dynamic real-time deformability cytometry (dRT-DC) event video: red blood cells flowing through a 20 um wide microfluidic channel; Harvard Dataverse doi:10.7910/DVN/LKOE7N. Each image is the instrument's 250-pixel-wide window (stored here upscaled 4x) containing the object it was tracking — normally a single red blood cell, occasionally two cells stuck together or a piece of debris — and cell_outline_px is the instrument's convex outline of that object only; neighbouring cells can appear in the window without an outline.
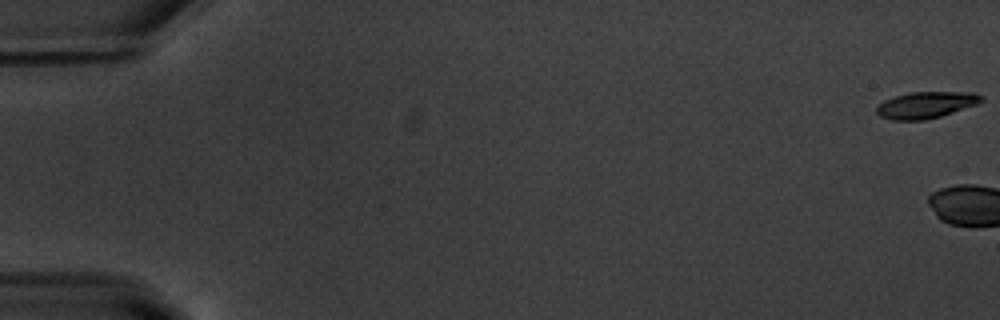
{"species": "common noctule bat (a hibernating species)", "species_latin": "Nyctalus noctula", "temperature_condition": "warm", "stored_images_in_passage": 4, "camera_frame_rate_fps": 3000, "um_per_image_px": 0.085, "animal": {"sex": "male", "body_mass_g": 20.1, "forearm_length_mm": 53.5}, "frame": {"image": 1, "passage_image": 1, "time_ms": 0.0, "image_size_px": [1000, 320], "cell_outline_px": [[984, 100], [976, 104], [940, 116], [924, 120], [892, 120], [880, 116], [876, 112], [876, 108], [884, 100], [908, 92], [976, 92], [984, 96]], "centroid_in_image_um": [78.72, 8.91], "position_along_channel_um": 6.3, "area_um2": 16.13}}